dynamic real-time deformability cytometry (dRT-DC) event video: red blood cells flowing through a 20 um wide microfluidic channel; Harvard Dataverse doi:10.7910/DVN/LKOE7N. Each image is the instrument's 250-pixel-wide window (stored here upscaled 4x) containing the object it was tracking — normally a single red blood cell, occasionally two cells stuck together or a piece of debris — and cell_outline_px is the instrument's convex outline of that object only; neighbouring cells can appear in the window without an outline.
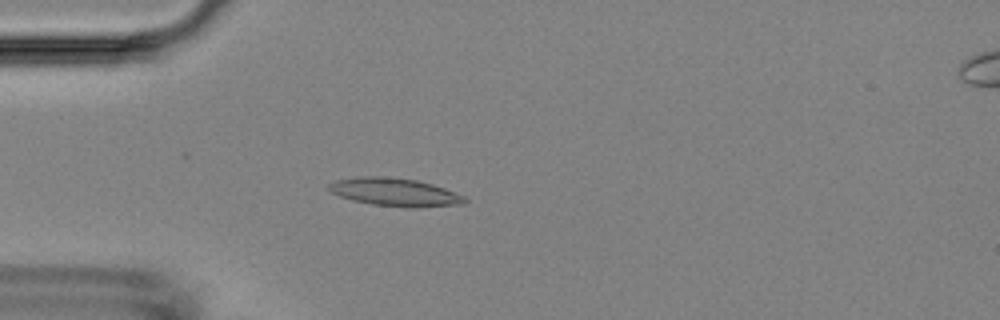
{"species": "Egyptian fruit bat (a non-hibernating species)", "species_latin": "Rousettus aegyptiacus", "temperature_condition": "room temperature", "stored_images_in_passage": 53, "camera_frame_rate_fps": 3000, "um_per_image_px": 0.085, "animal": {"sex": "female"}, "frame": {"image": 1, "passage_image": 14, "time_ms": 4.333, "image_size_px": [1000, 320], "cell_outline_px": [[468, 200], [464, 204], [412, 208], [372, 204], [352, 200], [340, 196], [332, 192], [328, 188], [328, 184], [336, 180], [360, 176], [380, 176], [416, 180], [432, 184], [444, 188], [464, 196]], "centroid_in_image_um": [33.57, 16.33], "position_along_channel_um": 51.4, "area_um2": 22.08}}
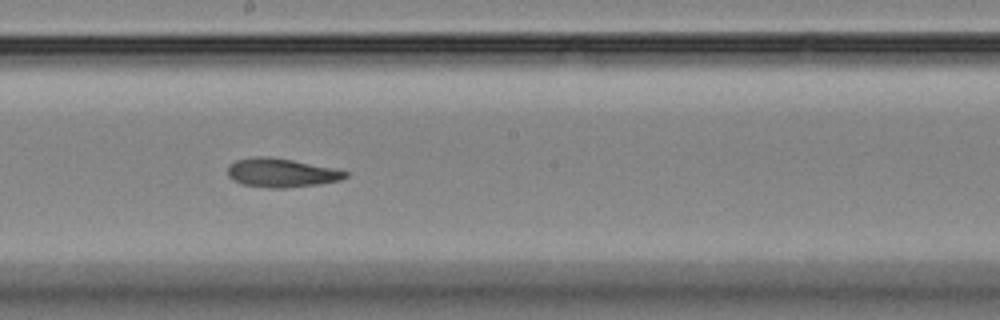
{"frame": {"image": 2, "passage_image": 29, "time_ms": 9.333, "image_size_px": [1000, 320], "cell_outline_px": [[348, 176], [340, 180], [316, 184], [284, 188], [268, 188], [240, 184], [232, 180], [228, 176], [228, 164], [236, 160], [256, 156], [268, 156], [292, 160], [332, 168], [348, 172]], "centroid_in_image_um": [23.85, 14.69], "position_along_channel_um": 224.4, "area_um2": 19.71}}
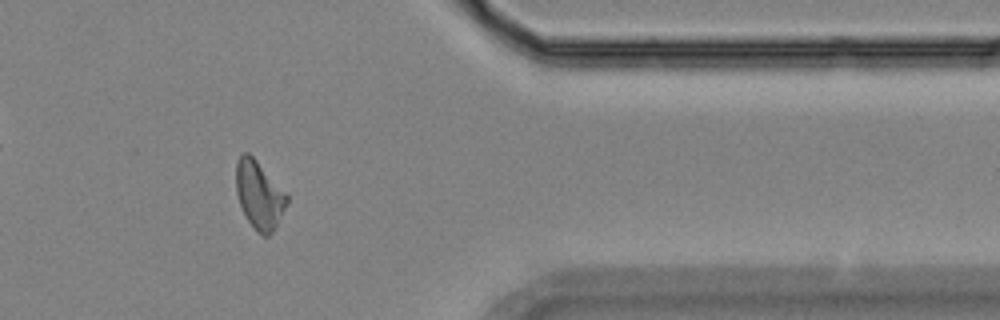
{"frame": {"image": 3, "passage_image": 44, "time_ms": 14.333, "image_size_px": [1000, 320], "cell_outline_px": [[288, 204], [276, 228], [268, 236], [264, 236], [248, 220], [240, 204], [236, 192], [236, 164], [240, 156], [244, 152], [248, 152], [256, 160], [288, 196]], "centroid_in_image_um": [22.04, 16.57], "position_along_channel_um": 389.4, "area_um2": 19.65}, "authors_computed_cell_mechanics": {"area_um2": 19.8832, "velocity_mm_per_s": 3.6469, "shape_relaxation_time_tau1_ms": 9.9885, "shape_relaxation_time_tau2_ms": 4.8878, "deformation_change_tau1": 0.2376, "deformation_change_tau2": 0.1304}}